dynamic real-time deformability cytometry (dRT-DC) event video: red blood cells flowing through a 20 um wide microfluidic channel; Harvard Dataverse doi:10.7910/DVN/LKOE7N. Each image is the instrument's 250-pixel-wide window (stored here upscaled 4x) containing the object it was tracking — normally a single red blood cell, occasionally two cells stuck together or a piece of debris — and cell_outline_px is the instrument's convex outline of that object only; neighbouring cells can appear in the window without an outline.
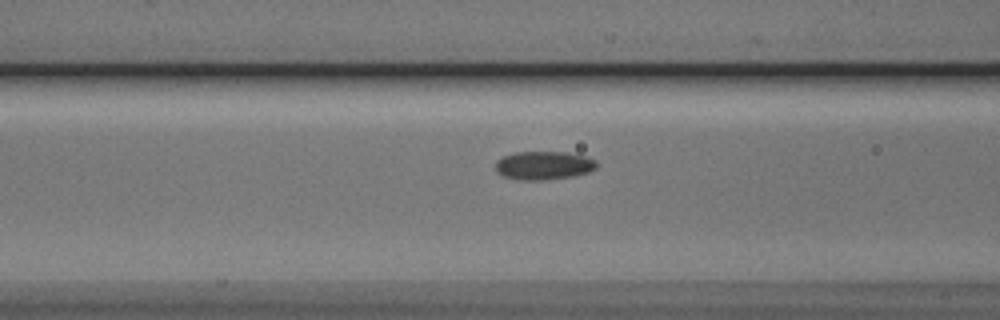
{"species": "Egyptian fruit bat (a non-hibernating species)", "species_latin": "Rousettus aegyptiacus", "temperature_condition": "cold", "stored_images_in_passage": 17, "camera_frame_rate_fps": 3000, "um_per_image_px": 0.085, "animal": {"sex": "male"}, "frame": {"image": 1, "passage_image": 15, "time_ms": 4.667, "image_size_px": [1000, 320], "cell_outline_px": [[596, 168], [588, 172], [572, 176], [544, 180], [520, 180], [504, 176], [496, 172], [496, 160], [504, 156], [516, 152], [564, 152], [584, 156], [596, 160]], "centroid_in_image_um": [46.19, 14.06], "position_along_channel_um": 120.4, "area_um2": 16.65}}